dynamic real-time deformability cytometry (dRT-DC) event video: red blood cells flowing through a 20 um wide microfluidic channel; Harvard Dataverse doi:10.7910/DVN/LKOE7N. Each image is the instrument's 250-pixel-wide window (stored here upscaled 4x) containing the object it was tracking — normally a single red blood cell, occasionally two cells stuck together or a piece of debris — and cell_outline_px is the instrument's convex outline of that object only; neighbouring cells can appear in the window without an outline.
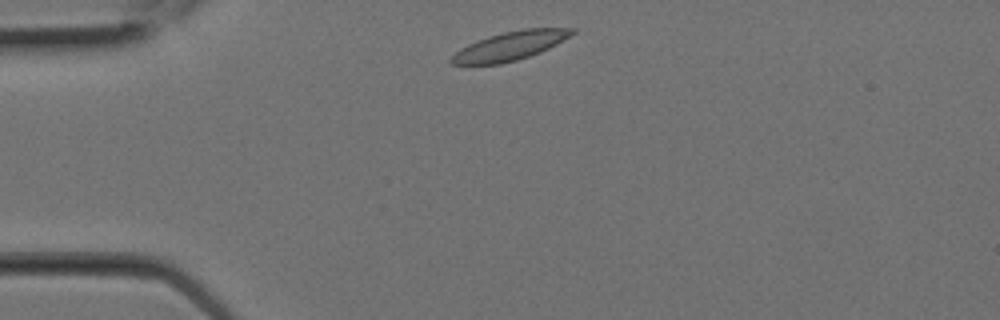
{"species": "Egyptian fruit bat (a non-hibernating species)", "species_latin": "Rousettus aegyptiacus", "temperature_condition": "room temperature", "stored_images_in_passage": 1, "camera_frame_rate_fps": 3000, "um_per_image_px": 0.085, "animal": {"sex": "female"}, "frame": {"image": 1, "passage_image": 1, "time_ms": 0.0, "image_size_px": [1000, 320], "cell_outline_px": [[576, 32], [556, 44], [540, 52], [516, 60], [500, 64], [452, 64], [448, 60], [460, 48], [468, 44], [504, 32], [524, 28], [576, 28]], "centroid_in_image_um": [43.37, 3.9], "position_along_channel_um": 41.6, "area_um2": 19.83}}